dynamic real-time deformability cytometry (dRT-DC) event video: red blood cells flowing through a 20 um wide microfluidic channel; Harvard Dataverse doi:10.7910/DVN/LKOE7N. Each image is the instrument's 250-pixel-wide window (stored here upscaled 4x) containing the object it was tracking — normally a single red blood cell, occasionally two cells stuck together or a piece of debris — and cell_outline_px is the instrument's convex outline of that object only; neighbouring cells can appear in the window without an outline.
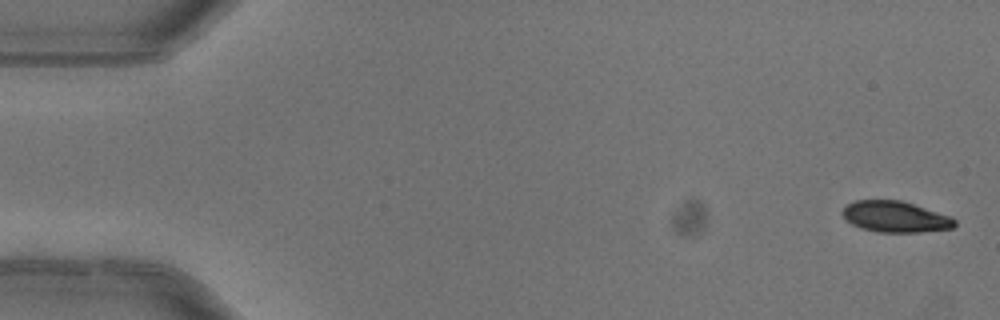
{"species": "common noctule bat (a hibernating species)", "species_latin": "Nyctalus noctula", "temperature_condition": "warm", "stored_images_in_passage": 5, "camera_frame_rate_fps": 3000, "um_per_image_px": 0.085, "animal": {"sex": "female"}, "frame": {"image": 1, "passage_image": 1, "time_ms": 0.0, "image_size_px": [1000, 320], "cell_outline_px": [[956, 224], [952, 228], [920, 232], [876, 232], [860, 228], [852, 224], [844, 216], [844, 208], [848, 204], [856, 200], [900, 200], [948, 216], [956, 220]], "centroid_in_image_um": [76.09, 18.43], "position_along_channel_um": 8.9, "area_um2": 19.88}}